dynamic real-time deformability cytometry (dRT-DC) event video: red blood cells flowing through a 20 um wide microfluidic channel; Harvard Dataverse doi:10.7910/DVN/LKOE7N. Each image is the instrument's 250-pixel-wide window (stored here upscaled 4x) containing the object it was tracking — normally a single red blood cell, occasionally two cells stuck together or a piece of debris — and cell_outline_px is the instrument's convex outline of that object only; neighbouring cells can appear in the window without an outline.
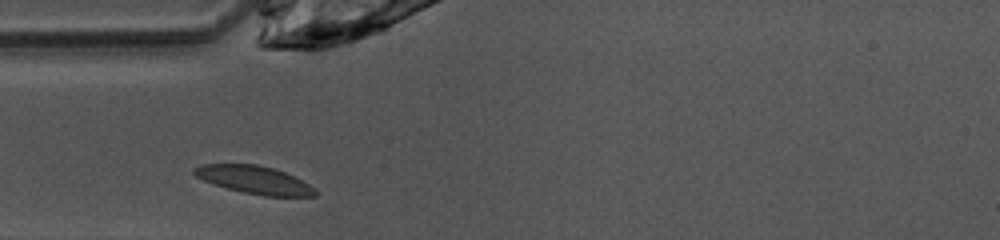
{"species": "common noctule bat (a hibernating species)", "species_latin": "Nyctalus noctula", "temperature_condition": "warm", "stored_images_in_passage": 25, "camera_frame_rate_fps": 3000, "um_per_image_px": 0.085, "animal": {"sex": "female", "body_mass_g": 10.0, "forearm_length_mm": 53.1}, "frame": {"image": 1, "passage_image": 1, "time_ms": 0.0, "image_size_px": [1000, 240], "cell_outline_px": [[316, 196], [264, 196], [244, 192], [228, 188], [204, 180], [196, 176], [192, 172], [192, 168], [200, 164], [256, 164], [272, 168], [284, 172], [308, 184], [316, 192]], "centroid_in_image_um": [21.57, 15.27], "position_along_channel_um": 63.4, "area_um2": 19.25}}
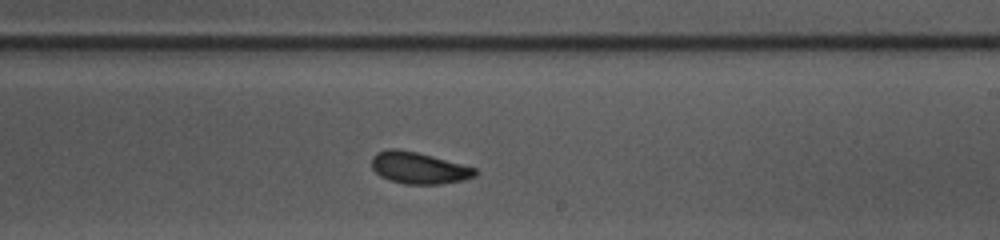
{"frame": {"image": 2, "passage_image": 15, "time_ms": 4.667, "image_size_px": [1000, 240], "cell_outline_px": [[476, 176], [460, 180], [440, 184], [404, 184], [388, 180], [380, 176], [372, 168], [372, 156], [376, 152], [388, 148], [396, 148], [416, 152], [432, 156], [476, 168]], "centroid_in_image_um": [35.54, 14.27], "position_along_channel_um": 253.5, "area_um2": 19.02}}
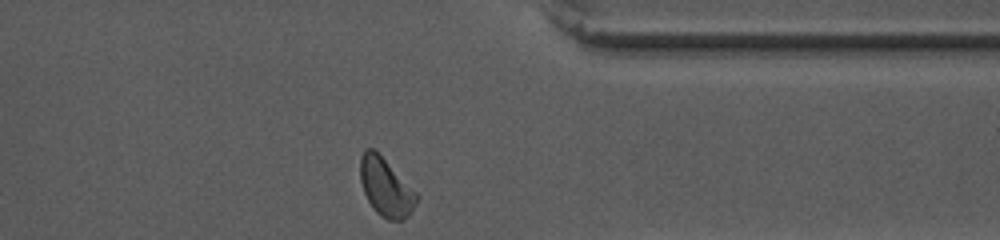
{"frame": {"image": 3, "passage_image": 25, "time_ms": 8.0, "image_size_px": [1000, 240], "cell_outline_px": [[420, 196], [412, 212], [404, 220], [388, 220], [380, 216], [372, 208], [364, 192], [360, 180], [360, 156], [364, 148], [372, 148]], "centroid_in_image_um": [32.79, 15.96], "position_along_channel_um": 378.6, "area_um2": 18.9}, "authors_computed_cell_mechanics": {"area_um2": 19.0162, "velocity_mm_per_s": 4.0507, "shape_relaxation_time_tau1_ms": 4.7892, "shape_relaxation_time_tau2_ms": 3.4094, "deformation_change_tau1": 0.1114, "deformation_change_tau2": 0.0786}}